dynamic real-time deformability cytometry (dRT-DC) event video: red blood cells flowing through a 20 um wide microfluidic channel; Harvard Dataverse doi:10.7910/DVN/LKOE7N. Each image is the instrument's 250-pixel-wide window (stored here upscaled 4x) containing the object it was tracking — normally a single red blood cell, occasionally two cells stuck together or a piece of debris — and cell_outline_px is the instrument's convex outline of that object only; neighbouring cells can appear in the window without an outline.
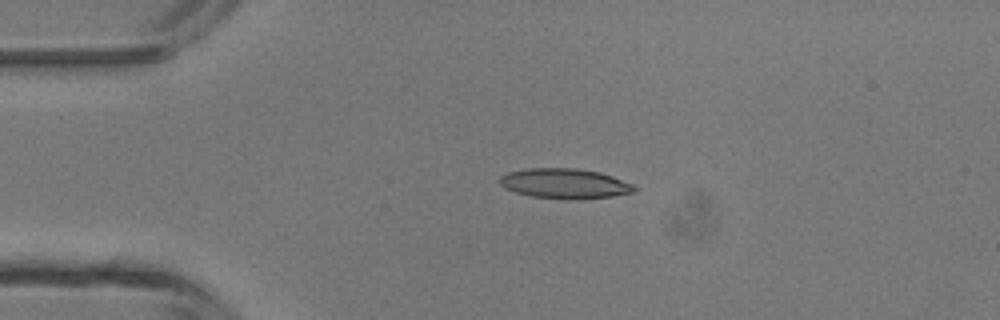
{"species": "common noctule bat (a hibernating species)", "species_latin": "Nyctalus noctula", "temperature_condition": "room temperature", "stored_images_in_passage": 37, "camera_frame_rate_fps": 3000, "um_per_image_px": 0.085, "animal": {"sex": "male", "body_mass_g": 13.3}, "frame": {"image": 1, "passage_image": 1, "time_ms": 0.0, "image_size_px": [1000, 320], "cell_outline_px": [[636, 188], [632, 192], [612, 196], [576, 200], [568, 200], [532, 196], [516, 192], [504, 188], [500, 184], [500, 176], [508, 172], [528, 168], [576, 168], [600, 172], [612, 176], [632, 184]], "centroid_in_image_um": [47.98, 15.6], "position_along_channel_um": 37.0, "area_um2": 23.52}}
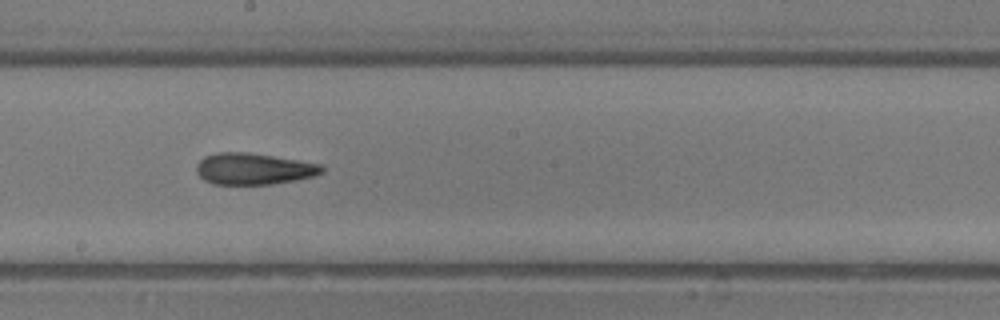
{"frame": {"image": 2, "passage_image": 16, "time_ms": 5.0, "image_size_px": [1000, 320], "cell_outline_px": [[324, 172], [312, 176], [296, 180], [272, 184], [212, 184], [204, 180], [196, 172], [196, 164], [204, 156], [216, 152], [248, 152], [324, 164]], "centroid_in_image_um": [21.56, 14.34], "position_along_channel_um": 226.6, "area_um2": 23.18}}
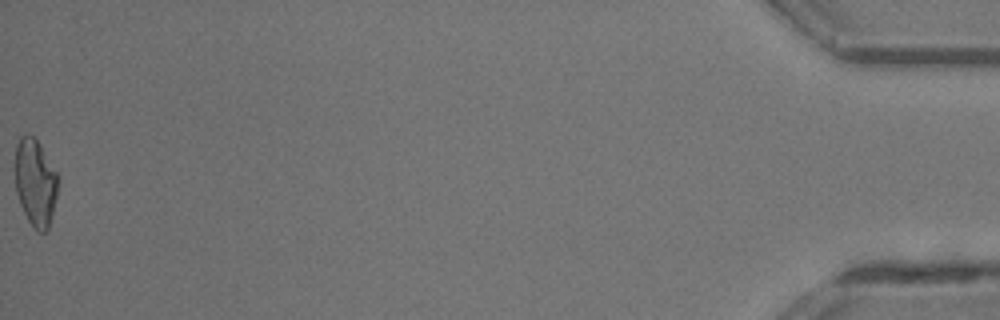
{"frame": {"image": 3, "passage_image": 37, "time_ms": 12.0, "image_size_px": [1000, 320], "cell_outline_px": [[60, 180], [48, 232], [36, 232], [28, 220], [20, 204], [16, 192], [16, 144], [20, 136], [28, 132], [40, 144], [60, 176]], "centroid_in_image_um": [3.04, 15.52], "position_along_channel_um": 432.2, "area_um2": 22.14}, "authors_computed_cell_mechanics": {"area_um2": 22.4842, "velocity_mm_per_s": 4.474, "shape_relaxation_time_tau1_ms": null, "shape_relaxation_time_tau2_ms": 3.3951, "deformation_change_tau1": null, "deformation_change_tau2": 0.141}}